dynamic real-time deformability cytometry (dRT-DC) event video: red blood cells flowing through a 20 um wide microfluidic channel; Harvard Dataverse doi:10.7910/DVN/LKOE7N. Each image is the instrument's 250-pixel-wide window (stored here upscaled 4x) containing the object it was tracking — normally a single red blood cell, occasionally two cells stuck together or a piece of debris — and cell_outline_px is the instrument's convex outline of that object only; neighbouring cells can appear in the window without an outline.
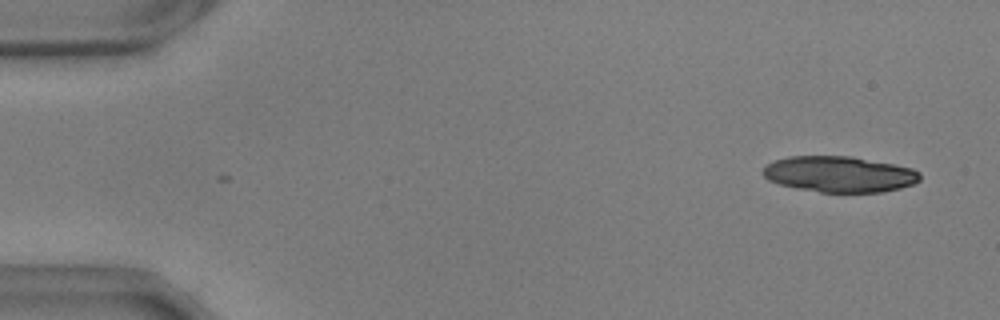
{"species": "common noctule bat (a hibernating species)", "species_latin": "Nyctalus noctula", "temperature_condition": "warm", "stored_images_in_passage": 3, "camera_frame_rate_fps": 3000, "um_per_image_px": 0.085, "animal": {"sex": "male", "body_mass_g": 17.9, "forearm_length_mm": 54.2}, "frame": {"image": 1, "passage_image": 3, "time_ms": 0.667, "image_size_px": [1000, 320], "cell_outline_px": [[920, 180], [912, 184], [900, 188], [884, 192], [820, 192], [796, 188], [780, 184], [768, 180], [760, 172], [768, 164], [776, 160], [788, 156], [852, 156], [912, 168], [920, 172]], "centroid_in_image_um": [71.34, 14.81], "position_along_channel_um": 13.7, "area_um2": 32.83}}